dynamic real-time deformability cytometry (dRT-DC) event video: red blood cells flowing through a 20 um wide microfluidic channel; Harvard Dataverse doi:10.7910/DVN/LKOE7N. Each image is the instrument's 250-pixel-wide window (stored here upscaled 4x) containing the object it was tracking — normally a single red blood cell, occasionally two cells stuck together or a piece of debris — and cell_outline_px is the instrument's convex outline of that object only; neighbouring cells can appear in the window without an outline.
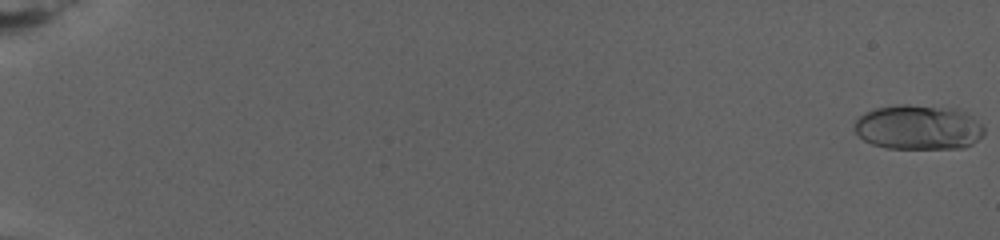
{"species": "human", "species_latin": "Homo sapiens", "temperature_condition": "warm", "stored_images_in_passage": 73, "camera_frame_rate_fps": 3000, "um_per_image_px": 0.085, "donor": {"sex": "female"}, "frame": {"image": 1, "passage_image": 1, "time_ms": 0.0, "image_size_px": [1000, 240], "cell_outline_px": [[984, 132], [972, 144], [964, 148], [884, 148], [872, 144], [864, 140], [852, 128], [856, 116], [872, 108], [900, 104], [908, 104], [960, 108], [984, 124]], "centroid_in_image_um": [78.04, 10.79], "position_along_channel_um": 7.0, "area_um2": 34.56}}
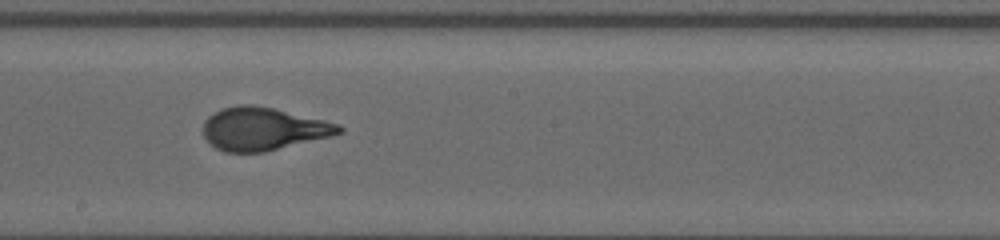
{"frame": {"image": 2, "passage_image": 39, "time_ms": 16.333, "image_size_px": [1000, 240], "cell_outline_px": [[344, 132], [332, 136], [264, 152], [224, 152], [216, 148], [204, 136], [204, 120], [208, 116], [220, 108], [240, 104], [252, 104], [272, 108], [324, 120], [340, 124], [344, 128]], "centroid_in_image_um": [22.38, 10.95], "position_along_channel_um": 225.8, "area_um2": 33.93}}
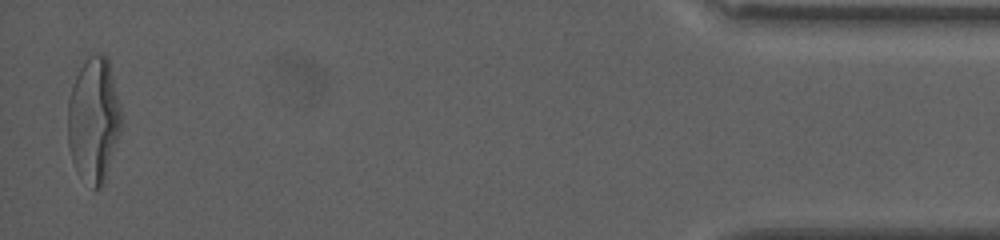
{"frame": {"image": 3, "passage_image": 73, "time_ms": 26.667, "image_size_px": [1000, 240], "cell_outline_px": [[120, 132], [104, 184], [100, 188], [92, 188], [80, 176], [72, 160], [68, 148], [68, 100], [72, 84], [80, 68], [88, 56], [96, 52], [104, 52], [108, 56], [120, 104]], "centroid_in_image_um": [7.96, 10.15], "position_along_channel_um": 427.2, "area_um2": 39.19}, "authors_computed_cell_mechanics": {"area_um2": 33.235, "velocity_mm_per_s": 2.669, "shape_relaxation_time_tau1_ms": 7.2653, "shape_relaxation_time_tau2_ms": null, "deformation_change_tau1": 0.2573, "deformation_change_tau2": null}}